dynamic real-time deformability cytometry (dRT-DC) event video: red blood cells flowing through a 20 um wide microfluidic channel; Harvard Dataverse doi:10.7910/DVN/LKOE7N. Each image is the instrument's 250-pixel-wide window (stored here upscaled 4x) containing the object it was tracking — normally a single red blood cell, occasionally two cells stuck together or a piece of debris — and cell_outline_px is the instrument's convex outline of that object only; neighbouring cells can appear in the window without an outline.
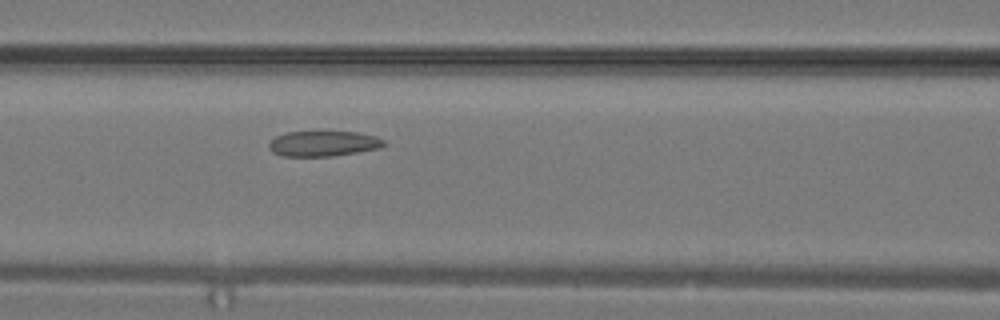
{"species": "common noctule bat (a hibernating species)", "species_latin": "Nyctalus noctula", "temperature_condition": "warm", "stored_images_in_passage": 13, "camera_frame_rate_fps": 3000, "um_per_image_px": 0.085, "animal": {"sex": "male", "body_mass_g": 19.2, "forearm_length_mm": 51.8}, "frame": {"image": 1, "passage_image": 13, "time_ms": 4.0, "image_size_px": [1000, 320], "cell_outline_px": [[388, 144], [380, 148], [332, 156], [284, 156], [272, 152], [268, 148], [268, 144], [276, 136], [288, 132], [356, 132], [376, 136], [384, 140]], "centroid_in_image_um": [27.5, 12.21], "position_along_channel_um": 139.1, "area_um2": 16.94}}